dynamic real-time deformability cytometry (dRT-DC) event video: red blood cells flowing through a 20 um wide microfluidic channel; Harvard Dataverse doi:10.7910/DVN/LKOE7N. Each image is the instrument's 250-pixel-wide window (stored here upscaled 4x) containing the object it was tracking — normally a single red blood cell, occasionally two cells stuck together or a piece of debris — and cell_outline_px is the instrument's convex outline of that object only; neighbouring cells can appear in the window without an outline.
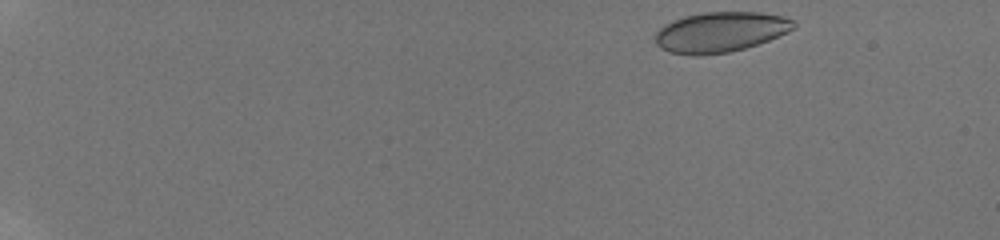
{"species": "human", "species_latin": "Homo sapiens", "temperature_condition": "room temperature", "stored_images_in_passage": 18, "camera_frame_rate_fps": 3000, "um_per_image_px": 0.085, "donor": {"sex": "male"}, "frame": {"image": 1, "passage_image": 1, "time_ms": 0.0, "image_size_px": [1000, 240], "cell_outline_px": [[796, 28], [788, 32], [768, 40], [744, 48], [728, 52], [696, 56], [692, 56], [668, 52], [660, 48], [656, 44], [656, 32], [664, 24], [684, 16], [704, 12], [760, 12], [780, 16], [792, 20], [796, 24]], "centroid_in_image_um": [61.2, 2.73], "position_along_channel_um": 23.8, "area_um2": 32.43}}
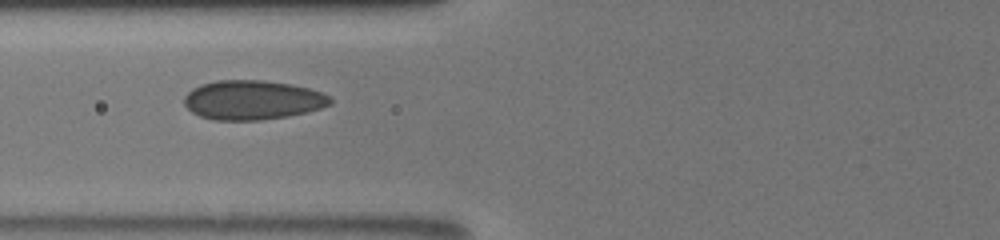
{"frame": {"image": 2, "passage_image": 11, "time_ms": 6.0, "image_size_px": [1000, 240], "cell_outline_px": [[332, 104], [308, 112], [288, 116], [260, 120], [212, 120], [200, 116], [192, 112], [184, 104], [184, 96], [192, 88], [200, 84], [216, 80], [264, 80], [292, 84], [308, 88], [320, 92], [328, 96], [332, 100]], "centroid_in_image_um": [21.44, 8.5], "position_along_channel_um": 104.4, "area_um2": 33.64}}
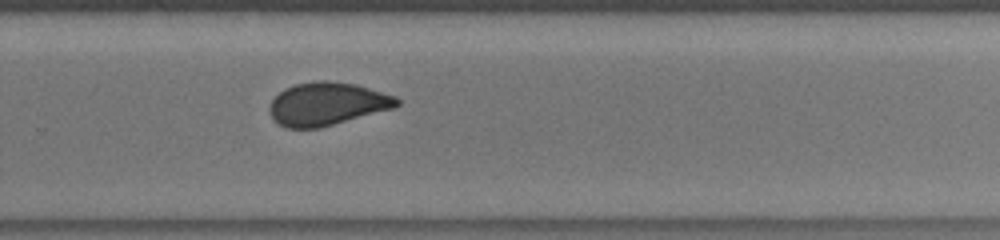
{"frame": {"image": 3, "passage_image": 18, "time_ms": 11.0, "image_size_px": [1000, 240], "cell_outline_px": [[400, 104], [396, 108], [320, 128], [284, 128], [276, 124], [272, 120], [268, 112], [268, 104], [284, 88], [296, 84], [316, 80], [328, 80], [356, 84], [396, 96], [400, 100]], "centroid_in_image_um": [27.78, 8.84], "position_along_channel_um": 302.0, "area_um2": 32.54}}